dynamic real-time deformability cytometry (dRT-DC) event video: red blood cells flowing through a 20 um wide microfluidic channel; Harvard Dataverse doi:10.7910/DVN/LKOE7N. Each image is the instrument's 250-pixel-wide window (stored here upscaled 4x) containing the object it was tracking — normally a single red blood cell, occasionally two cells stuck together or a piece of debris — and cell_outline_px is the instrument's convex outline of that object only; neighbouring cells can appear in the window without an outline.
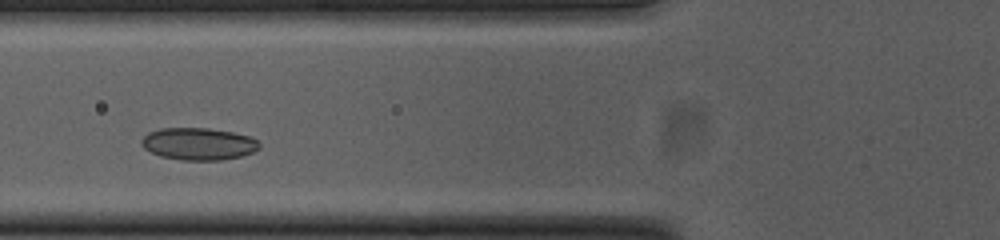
{"species": "common noctule bat (a hibernating species)", "species_latin": "Nyctalus noctula", "temperature_condition": "cold", "stored_images_in_passage": 33, "camera_frame_rate_fps": 3000, "um_per_image_px": 0.085, "animal": {"sex": "female", "body_mass_g": 23.0, "forearm_length_mm": 53.4}, "frame": {"image": 1, "passage_image": 9, "time_ms": 2.667, "image_size_px": [1000, 240], "cell_outline_px": [[260, 148], [252, 152], [240, 156], [220, 160], [180, 160], [160, 156], [144, 148], [140, 144], [140, 140], [148, 132], [160, 128], [208, 128], [232, 132], [248, 136], [256, 140], [260, 144]], "centroid_in_image_um": [16.83, 12.22], "position_along_channel_um": 109.0, "area_um2": 22.08}}
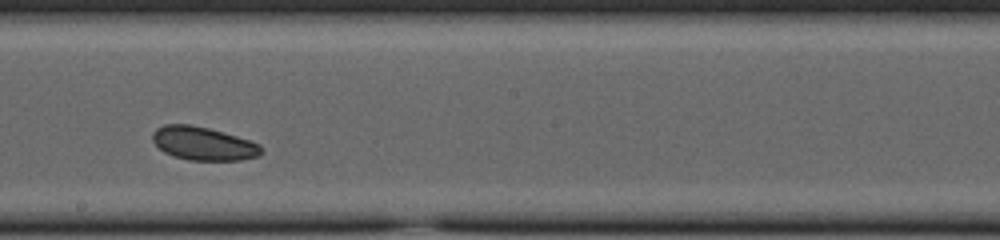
{"frame": {"image": 2, "passage_image": 19, "time_ms": 6.0, "image_size_px": [1000, 240], "cell_outline_px": [[264, 152], [260, 156], [240, 160], [188, 160], [172, 156], [164, 152], [152, 140], [152, 132], [156, 128], [164, 124], [192, 124], [224, 132], [260, 144], [264, 148]], "centroid_in_image_um": [17.29, 12.2], "position_along_channel_um": 230.9, "area_um2": 21.39}}
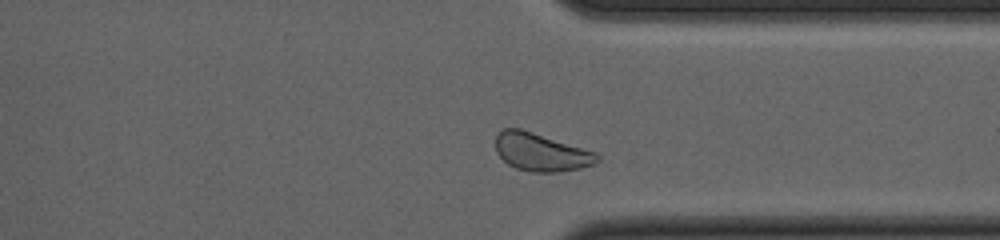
{"frame": {"image": 3, "passage_image": 30, "time_ms": 9.667, "image_size_px": [1000, 240], "cell_outline_px": [[600, 160], [596, 164], [580, 168], [556, 172], [532, 172], [516, 168], [508, 164], [496, 152], [496, 136], [500, 128], [520, 128], [596, 152], [600, 156]], "centroid_in_image_um": [45.99, 12.93], "position_along_channel_um": 365.4, "area_um2": 22.48}, "authors_computed_cell_mechanics": {"area_um2": 21.386, "velocity_mm_per_s": 3.6674, "shape_relaxation_time_tau1_ms": 10.7646, "shape_relaxation_time_tau2_ms": null, "deformation_change_tau1": 0.1113, "deformation_change_tau2": null}}